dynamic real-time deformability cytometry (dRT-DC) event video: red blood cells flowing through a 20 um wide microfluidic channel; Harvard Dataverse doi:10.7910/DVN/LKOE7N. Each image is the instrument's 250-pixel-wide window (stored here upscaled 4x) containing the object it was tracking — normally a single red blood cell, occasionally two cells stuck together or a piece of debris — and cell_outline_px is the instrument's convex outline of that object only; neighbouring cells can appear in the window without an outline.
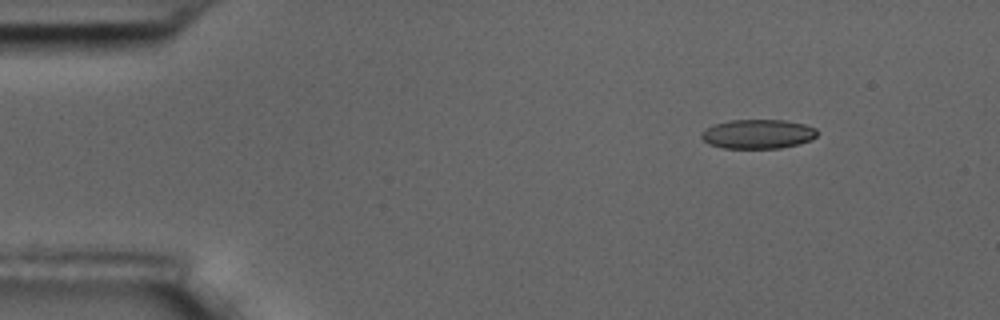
{"species": "common noctule bat (a hibernating species)", "species_latin": "Nyctalus noctula", "temperature_condition": "room temperature", "stored_images_in_passage": 4, "camera_frame_rate_fps": 3000, "um_per_image_px": 0.085, "animal": {"sex": "male", "body_mass_g": 17.5, "forearm_length_mm": 52.3}, "frame": {"image": 1, "passage_image": 1, "time_ms": 0.0, "image_size_px": [1000, 320], "cell_outline_px": [[816, 136], [800, 144], [780, 148], [724, 148], [708, 144], [700, 136], [700, 132], [716, 124], [732, 120], [784, 120], [804, 124], [816, 128]], "centroid_in_image_um": [64.41, 11.4], "position_along_channel_um": 20.6, "area_um2": 19.59}}
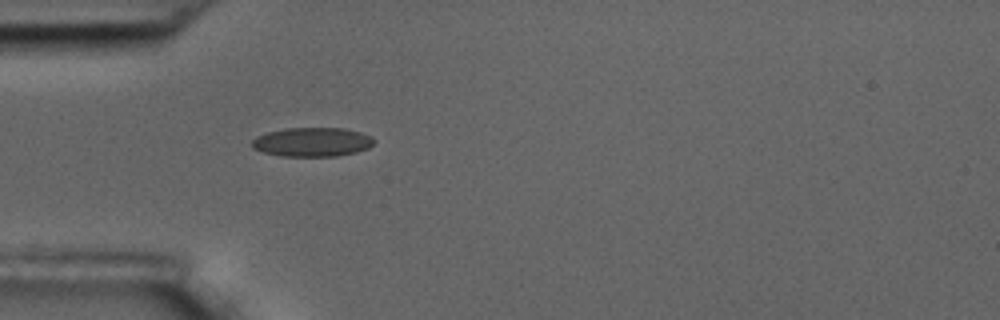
{"frame": {"image": 2, "passage_image": 4, "time_ms": 3.333, "image_size_px": [1000, 320], "cell_outline_px": [[376, 140], [368, 148], [356, 152], [336, 156], [280, 156], [264, 152], [252, 148], [252, 140], [256, 136], [268, 132], [284, 128], [344, 128], [360, 132], [372, 136]], "centroid_in_image_um": [26.54, 12.07], "position_along_channel_um": 58.5, "area_um2": 20.75}}